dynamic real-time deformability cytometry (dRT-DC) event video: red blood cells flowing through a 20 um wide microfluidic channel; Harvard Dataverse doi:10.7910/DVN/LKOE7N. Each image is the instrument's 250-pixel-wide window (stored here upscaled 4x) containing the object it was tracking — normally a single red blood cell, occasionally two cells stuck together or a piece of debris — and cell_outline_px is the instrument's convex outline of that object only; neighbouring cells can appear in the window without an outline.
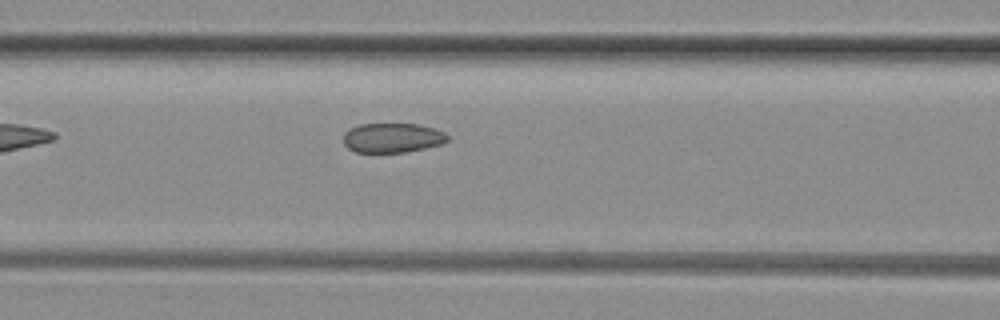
{"species": "common noctule bat (a hibernating species)", "species_latin": "Nyctalus noctula", "temperature_condition": "room temperature", "stored_images_in_passage": 4, "camera_frame_rate_fps": 3000, "um_per_image_px": 0.085, "animal": {"sex": "female", "body_mass_g": 29.2, "forearm_length_mm": 56.3}, "frame": {"image": 1, "passage_image": 4, "time_ms": 1.0, "image_size_px": [1000, 320], "cell_outline_px": [[448, 140], [440, 144], [424, 148], [404, 152], [356, 152], [348, 148], [344, 144], [344, 132], [348, 128], [360, 124], [420, 124], [436, 128], [444, 132], [448, 136]], "centroid_in_image_um": [33.34, 11.7], "position_along_channel_um": 133.3, "area_um2": 17.98}}